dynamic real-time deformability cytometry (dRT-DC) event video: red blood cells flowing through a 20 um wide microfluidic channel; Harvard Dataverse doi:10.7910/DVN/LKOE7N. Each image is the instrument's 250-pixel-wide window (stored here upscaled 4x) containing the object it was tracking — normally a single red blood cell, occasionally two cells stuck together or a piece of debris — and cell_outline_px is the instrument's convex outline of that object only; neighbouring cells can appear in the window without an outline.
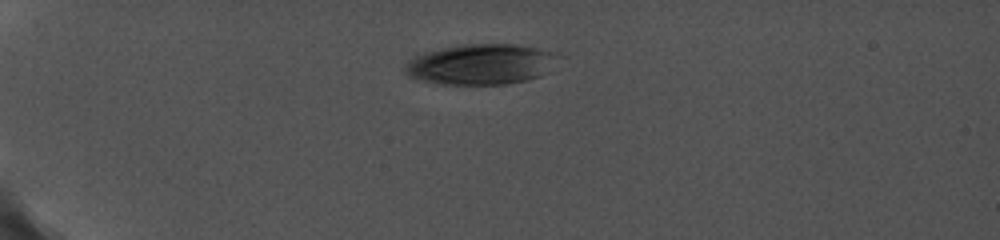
{"species": "common noctule bat (a hibernating species)", "species_latin": "Nyctalus noctula", "temperature_condition": "cold", "stored_images_in_passage": 3, "camera_frame_rate_fps": 5000, "um_per_image_px": 0.085, "animal": {"sex": "female", "body_mass_g": 19.0, "forearm_length_mm": 56.7}, "frame": {"image": 1, "passage_image": 1, "time_ms": 0.0, "image_size_px": [1000, 240], "cell_outline_px": [[552, 52], [540, 76], [524, 80], [504, 84], [440, 84], [408, 76], [404, 72], [404, 64], [412, 56], [424, 52], [440, 48], [464, 44], [516, 44], [536, 48]], "centroid_in_image_um": [40.64, 5.46], "position_along_channel_um": 44.4, "area_um2": 35.03}}